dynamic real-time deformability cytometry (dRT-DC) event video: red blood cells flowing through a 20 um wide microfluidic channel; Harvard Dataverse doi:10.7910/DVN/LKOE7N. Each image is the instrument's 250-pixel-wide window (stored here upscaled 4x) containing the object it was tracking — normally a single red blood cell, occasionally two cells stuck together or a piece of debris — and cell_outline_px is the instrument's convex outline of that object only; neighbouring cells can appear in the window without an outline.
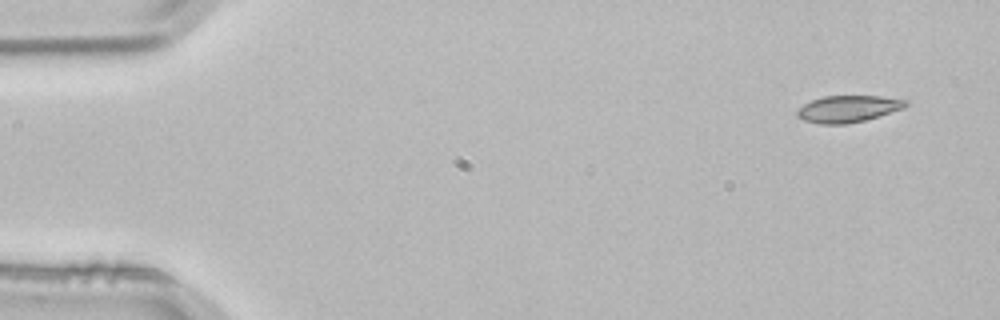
{"species": "common noctule bat (a hibernating species)", "species_latin": "Nyctalus noctula", "temperature_condition": "room temperature", "stored_images_in_passage": 3, "camera_frame_rate_fps": 3000, "um_per_image_px": 0.085, "animal": {"sex": "male", "body_mass_g": 21.5, "forearm_length_mm": 52.0}, "frame": {"image": 1, "passage_image": 1, "time_ms": 0.0, "image_size_px": [1000, 320], "cell_outline_px": [[908, 104], [904, 108], [864, 120], [844, 124], [820, 124], [804, 120], [796, 116], [796, 112], [804, 104], [812, 100], [824, 96], [880, 96], [908, 100]], "centroid_in_image_um": [72.08, 9.24], "position_along_channel_um": 12.9, "area_um2": 16.76}}
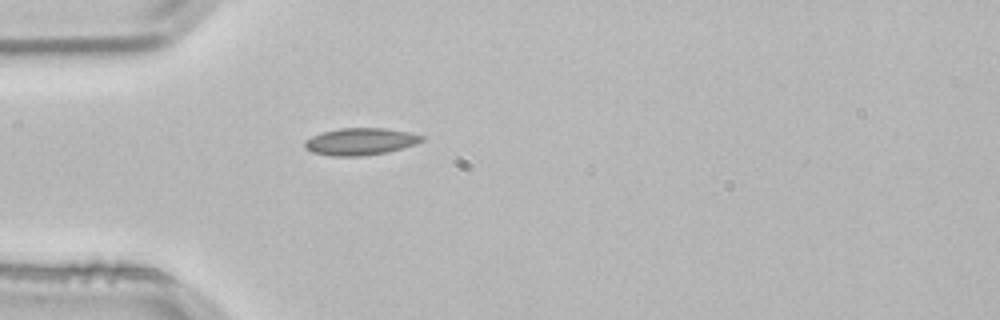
{"frame": {"image": 2, "passage_image": 3, "time_ms": 0.667, "image_size_px": [1000, 320], "cell_outline_px": [[424, 140], [416, 144], [404, 148], [388, 152], [360, 156], [332, 156], [312, 152], [304, 148], [304, 140], [312, 136], [324, 132], [340, 128], [384, 128], [408, 132], [424, 136]], "centroid_in_image_um": [30.64, 12.03], "position_along_channel_um": 54.4, "area_um2": 18.5}}